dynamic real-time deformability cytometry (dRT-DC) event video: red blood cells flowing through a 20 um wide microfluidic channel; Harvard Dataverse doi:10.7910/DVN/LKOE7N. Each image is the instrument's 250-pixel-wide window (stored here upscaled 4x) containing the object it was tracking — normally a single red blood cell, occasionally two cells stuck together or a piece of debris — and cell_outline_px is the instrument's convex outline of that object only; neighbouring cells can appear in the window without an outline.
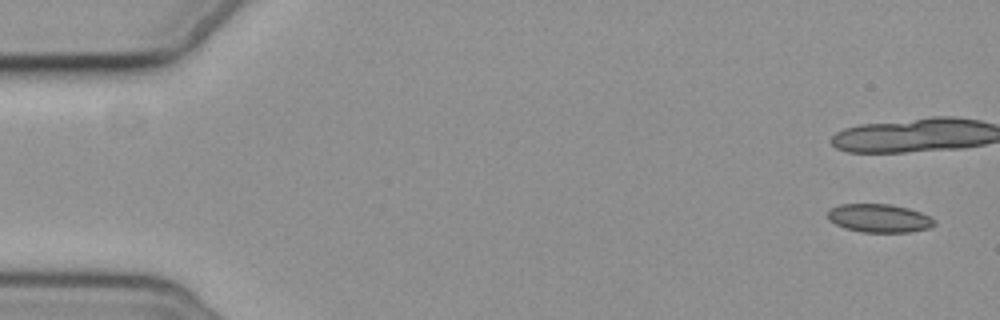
{"species": "common noctule bat (a hibernating species)", "species_latin": "Nyctalus noctula", "temperature_condition": "cold", "stored_images_in_passage": 6, "camera_frame_rate_fps": 3000, "um_per_image_px": 0.085, "animal": {"sex": "female", "body_mass_g": 19.3, "forearm_length_mm": 54.1}, "frame": {"image": 1, "passage_image": 1, "time_ms": 0.0, "image_size_px": [1000, 320], "cell_outline_px": [[936, 224], [928, 228], [908, 232], [864, 232], [844, 228], [836, 224], [828, 216], [828, 208], [840, 204], [888, 204], [908, 208], [920, 212], [936, 220]], "centroid_in_image_um": [74.73, 18.54], "position_along_channel_um": 10.3, "area_um2": 17.51}}
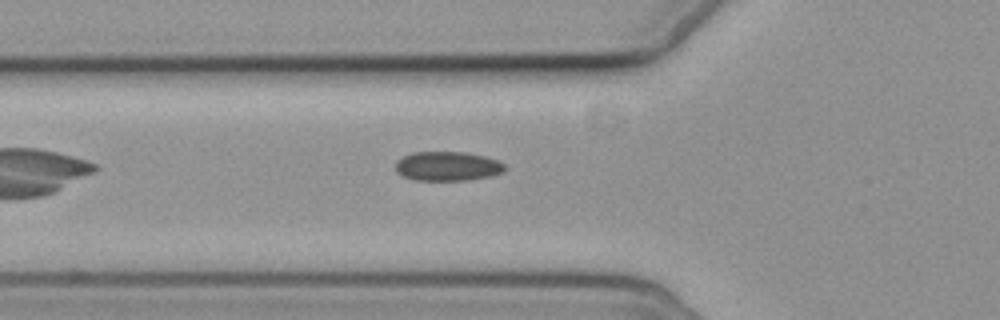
{"frame": {"image": 2, "passage_image": 6, "time_ms": 7.0, "image_size_px": [1000, 320], "cell_outline_px": [[508, 168], [504, 172], [492, 176], [468, 180], [416, 180], [404, 176], [396, 172], [396, 164], [404, 156], [412, 152], [464, 152], [484, 156], [496, 160], [504, 164]], "centroid_in_image_um": [38.09, 14.13], "position_along_channel_um": 87.7, "area_um2": 18.61}}